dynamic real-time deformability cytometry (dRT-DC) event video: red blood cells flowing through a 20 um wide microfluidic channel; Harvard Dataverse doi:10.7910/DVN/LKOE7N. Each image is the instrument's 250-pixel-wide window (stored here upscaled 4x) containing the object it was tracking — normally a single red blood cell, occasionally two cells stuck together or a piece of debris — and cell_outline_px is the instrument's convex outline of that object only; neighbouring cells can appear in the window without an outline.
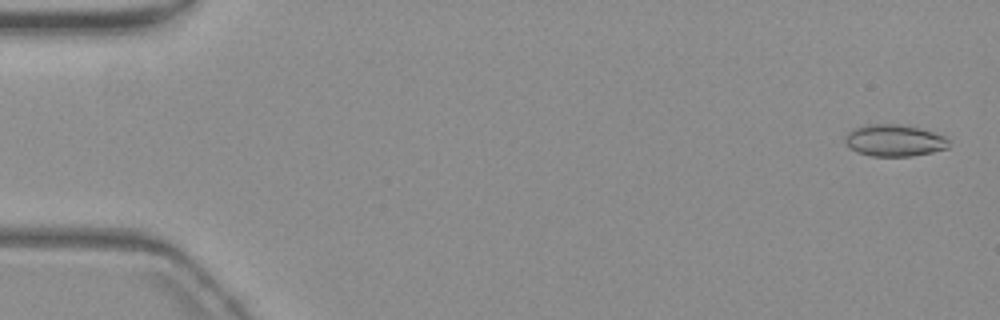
{"species": "common noctule bat (a hibernating species)", "species_latin": "Nyctalus noctula", "temperature_condition": "warm", "stored_images_in_passage": 56, "camera_frame_rate_fps": 3000, "um_per_image_px": 0.085, "animal": {"sex": "female", "body_mass_g": 19.3, "forearm_length_mm": 54.1}, "frame": {"image": 1, "passage_image": 2, "time_ms": 0.333, "image_size_px": [1000, 320], "cell_outline_px": [[948, 148], [932, 152], [912, 156], [872, 156], [856, 152], [844, 140], [844, 136], [848, 132], [856, 128], [868, 124], [900, 124], [920, 128], [944, 136], [948, 140]], "centroid_in_image_um": [76.02, 11.94], "position_along_channel_um": 9.0, "area_um2": 19.07}}
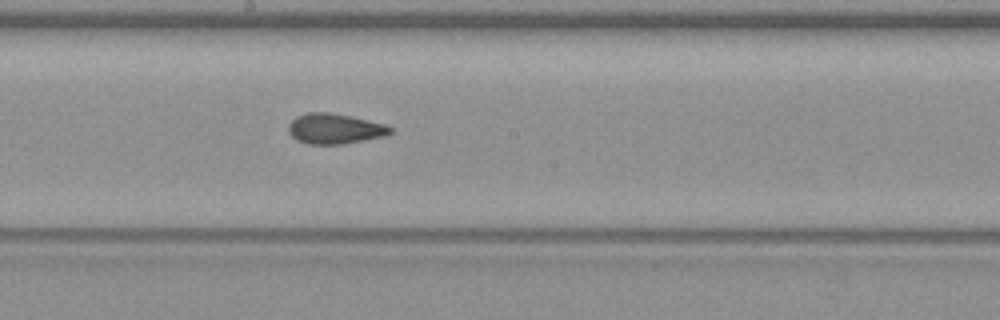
{"frame": {"image": 2, "passage_image": 31, "time_ms": 10.0, "image_size_px": [1000, 320], "cell_outline_px": [[396, 132], [388, 136], [340, 144], [308, 144], [296, 140], [288, 132], [288, 124], [296, 116], [308, 112], [328, 112], [368, 120], [384, 124], [392, 128]], "centroid_in_image_um": [28.47, 10.95], "position_along_channel_um": 219.7, "area_um2": 18.09}}
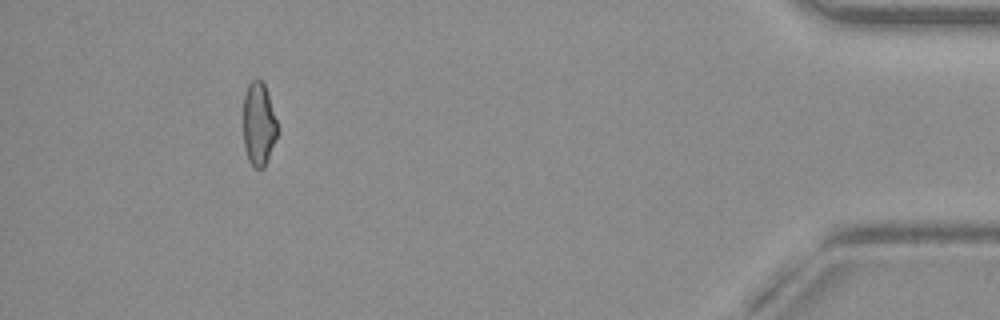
{"frame": {"image": 3, "passage_image": 52, "time_ms": 17.0, "image_size_px": [1000, 320], "cell_outline_px": [[276, 136], [264, 168], [256, 168], [248, 160], [244, 148], [244, 96], [248, 84], [252, 80], [260, 80], [264, 84], [276, 120]], "centroid_in_image_um": [21.96, 10.56], "position_along_channel_um": 413.2, "area_um2": 16.01}, "authors_computed_cell_mechanics": {"area_um2": 18.0625, "velocity_mm_per_s": 3.7046, "shape_relaxation_time_tau1_ms": null, "shape_relaxation_time_tau2_ms": 1.5886, "deformation_change_tau1": null, "deformation_change_tau2": 0.0598}}